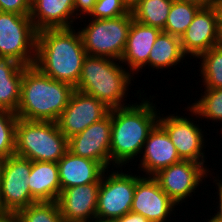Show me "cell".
I'll return each instance as SVG.
<instances>
[{"mask_svg":"<svg viewBox=\"0 0 222 222\" xmlns=\"http://www.w3.org/2000/svg\"><path fill=\"white\" fill-rule=\"evenodd\" d=\"M73 28L39 30L34 66L48 77L75 88L87 53L79 31Z\"/></svg>","mask_w":222,"mask_h":222,"instance_id":"1","label":"cell"},{"mask_svg":"<svg viewBox=\"0 0 222 222\" xmlns=\"http://www.w3.org/2000/svg\"><path fill=\"white\" fill-rule=\"evenodd\" d=\"M145 99L139 104L111 109L110 165L122 167L141 154L149 133L158 124L160 111Z\"/></svg>","mask_w":222,"mask_h":222,"instance_id":"2","label":"cell"},{"mask_svg":"<svg viewBox=\"0 0 222 222\" xmlns=\"http://www.w3.org/2000/svg\"><path fill=\"white\" fill-rule=\"evenodd\" d=\"M74 90L72 85L48 77L34 65L25 66L16 115L28 121L56 122Z\"/></svg>","mask_w":222,"mask_h":222,"instance_id":"3","label":"cell"},{"mask_svg":"<svg viewBox=\"0 0 222 222\" xmlns=\"http://www.w3.org/2000/svg\"><path fill=\"white\" fill-rule=\"evenodd\" d=\"M131 74L114 59L87 55L75 89L94 96L109 109L122 108L128 106L123 101L133 79Z\"/></svg>","mask_w":222,"mask_h":222,"instance_id":"4","label":"cell"},{"mask_svg":"<svg viewBox=\"0 0 222 222\" xmlns=\"http://www.w3.org/2000/svg\"><path fill=\"white\" fill-rule=\"evenodd\" d=\"M68 151V139L56 122L18 118L15 154L31 161L58 162Z\"/></svg>","mask_w":222,"mask_h":222,"instance_id":"5","label":"cell"},{"mask_svg":"<svg viewBox=\"0 0 222 222\" xmlns=\"http://www.w3.org/2000/svg\"><path fill=\"white\" fill-rule=\"evenodd\" d=\"M133 16L127 15L111 19H91L79 30L87 55L120 60L125 50Z\"/></svg>","mask_w":222,"mask_h":222,"instance_id":"6","label":"cell"},{"mask_svg":"<svg viewBox=\"0 0 222 222\" xmlns=\"http://www.w3.org/2000/svg\"><path fill=\"white\" fill-rule=\"evenodd\" d=\"M37 32L29 15L0 11V56L34 65Z\"/></svg>","mask_w":222,"mask_h":222,"instance_id":"7","label":"cell"},{"mask_svg":"<svg viewBox=\"0 0 222 222\" xmlns=\"http://www.w3.org/2000/svg\"><path fill=\"white\" fill-rule=\"evenodd\" d=\"M32 161L11 155L3 159L0 179V213L15 215L35 203L29 189Z\"/></svg>","mask_w":222,"mask_h":222,"instance_id":"8","label":"cell"},{"mask_svg":"<svg viewBox=\"0 0 222 222\" xmlns=\"http://www.w3.org/2000/svg\"><path fill=\"white\" fill-rule=\"evenodd\" d=\"M102 174L96 208V220L112 221L131 211L136 175L111 171ZM106 178V179H105Z\"/></svg>","mask_w":222,"mask_h":222,"instance_id":"9","label":"cell"},{"mask_svg":"<svg viewBox=\"0 0 222 222\" xmlns=\"http://www.w3.org/2000/svg\"><path fill=\"white\" fill-rule=\"evenodd\" d=\"M207 166L191 161L182 160L176 164L159 170L152 177L160 188L178 205L196 190L203 178L209 174ZM181 201V202H180Z\"/></svg>","mask_w":222,"mask_h":222,"instance_id":"10","label":"cell"},{"mask_svg":"<svg viewBox=\"0 0 222 222\" xmlns=\"http://www.w3.org/2000/svg\"><path fill=\"white\" fill-rule=\"evenodd\" d=\"M109 112L110 109L100 100L75 89L56 123L59 130L69 139L105 118Z\"/></svg>","mask_w":222,"mask_h":222,"instance_id":"11","label":"cell"},{"mask_svg":"<svg viewBox=\"0 0 222 222\" xmlns=\"http://www.w3.org/2000/svg\"><path fill=\"white\" fill-rule=\"evenodd\" d=\"M111 109L102 120L68 139V151L76 156L99 162L105 169L110 166Z\"/></svg>","mask_w":222,"mask_h":222,"instance_id":"12","label":"cell"},{"mask_svg":"<svg viewBox=\"0 0 222 222\" xmlns=\"http://www.w3.org/2000/svg\"><path fill=\"white\" fill-rule=\"evenodd\" d=\"M158 124L167 132L171 142L174 144L179 157L182 160H191L200 164L205 163L204 136L198 124L180 115L170 114L160 117ZM195 124V125H194Z\"/></svg>","mask_w":222,"mask_h":222,"instance_id":"13","label":"cell"},{"mask_svg":"<svg viewBox=\"0 0 222 222\" xmlns=\"http://www.w3.org/2000/svg\"><path fill=\"white\" fill-rule=\"evenodd\" d=\"M175 206L152 176H136L131 212L143 215L150 222H165Z\"/></svg>","mask_w":222,"mask_h":222,"instance_id":"14","label":"cell"},{"mask_svg":"<svg viewBox=\"0 0 222 222\" xmlns=\"http://www.w3.org/2000/svg\"><path fill=\"white\" fill-rule=\"evenodd\" d=\"M100 183L73 186L61 191L57 204L64 222L96 220Z\"/></svg>","mask_w":222,"mask_h":222,"instance_id":"15","label":"cell"},{"mask_svg":"<svg viewBox=\"0 0 222 222\" xmlns=\"http://www.w3.org/2000/svg\"><path fill=\"white\" fill-rule=\"evenodd\" d=\"M217 28L218 20L215 8H201L180 38L183 53L186 56L190 54L193 58H197L215 47Z\"/></svg>","mask_w":222,"mask_h":222,"instance_id":"16","label":"cell"},{"mask_svg":"<svg viewBox=\"0 0 222 222\" xmlns=\"http://www.w3.org/2000/svg\"><path fill=\"white\" fill-rule=\"evenodd\" d=\"M141 154L140 167L148 176L182 161L167 132L159 124L149 133Z\"/></svg>","mask_w":222,"mask_h":222,"instance_id":"17","label":"cell"},{"mask_svg":"<svg viewBox=\"0 0 222 222\" xmlns=\"http://www.w3.org/2000/svg\"><path fill=\"white\" fill-rule=\"evenodd\" d=\"M161 30L156 27L147 26L133 19L129 30L121 63L128 64L132 75L148 64V57L156 37Z\"/></svg>","mask_w":222,"mask_h":222,"instance_id":"18","label":"cell"},{"mask_svg":"<svg viewBox=\"0 0 222 222\" xmlns=\"http://www.w3.org/2000/svg\"><path fill=\"white\" fill-rule=\"evenodd\" d=\"M61 191L73 186L100 183L106 170L99 162L67 151L57 162Z\"/></svg>","mask_w":222,"mask_h":222,"instance_id":"19","label":"cell"},{"mask_svg":"<svg viewBox=\"0 0 222 222\" xmlns=\"http://www.w3.org/2000/svg\"><path fill=\"white\" fill-rule=\"evenodd\" d=\"M29 16L37 31L47 28H70L73 27V20L77 19L74 0H31Z\"/></svg>","mask_w":222,"mask_h":222,"instance_id":"20","label":"cell"},{"mask_svg":"<svg viewBox=\"0 0 222 222\" xmlns=\"http://www.w3.org/2000/svg\"><path fill=\"white\" fill-rule=\"evenodd\" d=\"M29 189L35 202L57 201L61 194L57 162L32 161Z\"/></svg>","mask_w":222,"mask_h":222,"instance_id":"21","label":"cell"},{"mask_svg":"<svg viewBox=\"0 0 222 222\" xmlns=\"http://www.w3.org/2000/svg\"><path fill=\"white\" fill-rule=\"evenodd\" d=\"M24 67L10 57L0 56V109L16 113Z\"/></svg>","mask_w":222,"mask_h":222,"instance_id":"22","label":"cell"},{"mask_svg":"<svg viewBox=\"0 0 222 222\" xmlns=\"http://www.w3.org/2000/svg\"><path fill=\"white\" fill-rule=\"evenodd\" d=\"M185 56L180 38L161 31L151 48L148 67L163 70L177 65L181 60H184Z\"/></svg>","mask_w":222,"mask_h":222,"instance_id":"23","label":"cell"},{"mask_svg":"<svg viewBox=\"0 0 222 222\" xmlns=\"http://www.w3.org/2000/svg\"><path fill=\"white\" fill-rule=\"evenodd\" d=\"M173 0H139L130 11L133 19L147 26L164 29Z\"/></svg>","mask_w":222,"mask_h":222,"instance_id":"24","label":"cell"},{"mask_svg":"<svg viewBox=\"0 0 222 222\" xmlns=\"http://www.w3.org/2000/svg\"><path fill=\"white\" fill-rule=\"evenodd\" d=\"M200 9V6L193 3L173 0L162 31L181 38Z\"/></svg>","mask_w":222,"mask_h":222,"instance_id":"25","label":"cell"},{"mask_svg":"<svg viewBox=\"0 0 222 222\" xmlns=\"http://www.w3.org/2000/svg\"><path fill=\"white\" fill-rule=\"evenodd\" d=\"M197 58L201 59L200 72L204 89L222 88V50L213 47Z\"/></svg>","mask_w":222,"mask_h":222,"instance_id":"26","label":"cell"},{"mask_svg":"<svg viewBox=\"0 0 222 222\" xmlns=\"http://www.w3.org/2000/svg\"><path fill=\"white\" fill-rule=\"evenodd\" d=\"M14 216L16 222H64L57 201L35 202Z\"/></svg>","mask_w":222,"mask_h":222,"instance_id":"27","label":"cell"},{"mask_svg":"<svg viewBox=\"0 0 222 222\" xmlns=\"http://www.w3.org/2000/svg\"><path fill=\"white\" fill-rule=\"evenodd\" d=\"M192 104L188 110L197 117L222 122V88L205 89L201 98Z\"/></svg>","mask_w":222,"mask_h":222,"instance_id":"28","label":"cell"},{"mask_svg":"<svg viewBox=\"0 0 222 222\" xmlns=\"http://www.w3.org/2000/svg\"><path fill=\"white\" fill-rule=\"evenodd\" d=\"M16 113L0 109V158L5 159L15 154Z\"/></svg>","mask_w":222,"mask_h":222,"instance_id":"29","label":"cell"},{"mask_svg":"<svg viewBox=\"0 0 222 222\" xmlns=\"http://www.w3.org/2000/svg\"><path fill=\"white\" fill-rule=\"evenodd\" d=\"M130 12L129 6L123 0H97L88 16L90 19H111Z\"/></svg>","mask_w":222,"mask_h":222,"instance_id":"30","label":"cell"},{"mask_svg":"<svg viewBox=\"0 0 222 222\" xmlns=\"http://www.w3.org/2000/svg\"><path fill=\"white\" fill-rule=\"evenodd\" d=\"M0 11L30 15L31 0H0Z\"/></svg>","mask_w":222,"mask_h":222,"instance_id":"31","label":"cell"},{"mask_svg":"<svg viewBox=\"0 0 222 222\" xmlns=\"http://www.w3.org/2000/svg\"><path fill=\"white\" fill-rule=\"evenodd\" d=\"M96 1L97 0H74L75 15H77L78 18L81 17V14H83V17L84 15H89ZM78 12H80V14Z\"/></svg>","mask_w":222,"mask_h":222,"instance_id":"32","label":"cell"},{"mask_svg":"<svg viewBox=\"0 0 222 222\" xmlns=\"http://www.w3.org/2000/svg\"><path fill=\"white\" fill-rule=\"evenodd\" d=\"M112 222H150V221L147 218H145L143 215L130 211L124 216L112 220Z\"/></svg>","mask_w":222,"mask_h":222,"instance_id":"33","label":"cell"},{"mask_svg":"<svg viewBox=\"0 0 222 222\" xmlns=\"http://www.w3.org/2000/svg\"><path fill=\"white\" fill-rule=\"evenodd\" d=\"M215 180L214 182L216 181V185L218 186V195H219V209H218V212L217 214H214L211 219L214 220L215 222H222V181L221 180H216V177H214ZM219 181V182H217Z\"/></svg>","mask_w":222,"mask_h":222,"instance_id":"34","label":"cell"},{"mask_svg":"<svg viewBox=\"0 0 222 222\" xmlns=\"http://www.w3.org/2000/svg\"><path fill=\"white\" fill-rule=\"evenodd\" d=\"M186 1L200 6L201 8L214 7L216 0H180Z\"/></svg>","mask_w":222,"mask_h":222,"instance_id":"35","label":"cell"},{"mask_svg":"<svg viewBox=\"0 0 222 222\" xmlns=\"http://www.w3.org/2000/svg\"><path fill=\"white\" fill-rule=\"evenodd\" d=\"M214 8L217 13L218 24H222V0H216Z\"/></svg>","mask_w":222,"mask_h":222,"instance_id":"36","label":"cell"},{"mask_svg":"<svg viewBox=\"0 0 222 222\" xmlns=\"http://www.w3.org/2000/svg\"><path fill=\"white\" fill-rule=\"evenodd\" d=\"M215 47L222 50V24H218L217 40Z\"/></svg>","mask_w":222,"mask_h":222,"instance_id":"37","label":"cell"},{"mask_svg":"<svg viewBox=\"0 0 222 222\" xmlns=\"http://www.w3.org/2000/svg\"><path fill=\"white\" fill-rule=\"evenodd\" d=\"M0 222H16L14 215L0 213Z\"/></svg>","mask_w":222,"mask_h":222,"instance_id":"38","label":"cell"},{"mask_svg":"<svg viewBox=\"0 0 222 222\" xmlns=\"http://www.w3.org/2000/svg\"><path fill=\"white\" fill-rule=\"evenodd\" d=\"M131 9L139 0H123Z\"/></svg>","mask_w":222,"mask_h":222,"instance_id":"39","label":"cell"},{"mask_svg":"<svg viewBox=\"0 0 222 222\" xmlns=\"http://www.w3.org/2000/svg\"><path fill=\"white\" fill-rule=\"evenodd\" d=\"M2 163H3V159L0 158V179H1Z\"/></svg>","mask_w":222,"mask_h":222,"instance_id":"40","label":"cell"},{"mask_svg":"<svg viewBox=\"0 0 222 222\" xmlns=\"http://www.w3.org/2000/svg\"><path fill=\"white\" fill-rule=\"evenodd\" d=\"M91 222H112V221H100V220H94V221H91Z\"/></svg>","mask_w":222,"mask_h":222,"instance_id":"41","label":"cell"},{"mask_svg":"<svg viewBox=\"0 0 222 222\" xmlns=\"http://www.w3.org/2000/svg\"><path fill=\"white\" fill-rule=\"evenodd\" d=\"M207 222H215V221L210 218Z\"/></svg>","mask_w":222,"mask_h":222,"instance_id":"42","label":"cell"}]
</instances>
